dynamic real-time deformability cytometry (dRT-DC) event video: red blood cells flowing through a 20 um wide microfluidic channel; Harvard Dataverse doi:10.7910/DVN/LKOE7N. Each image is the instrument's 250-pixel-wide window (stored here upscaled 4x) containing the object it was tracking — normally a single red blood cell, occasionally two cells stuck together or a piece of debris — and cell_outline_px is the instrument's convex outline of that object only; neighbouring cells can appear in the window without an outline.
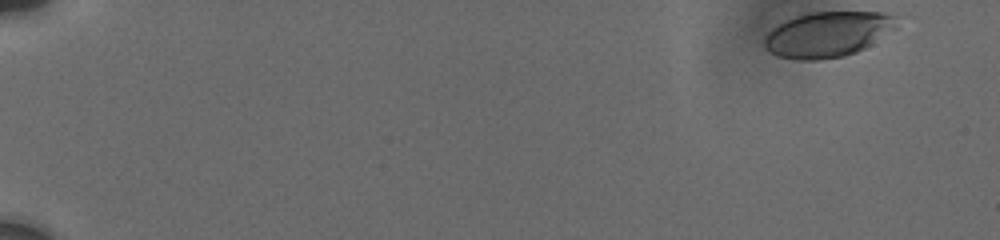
{"species": "human", "species_latin": "Homo sapiens", "temperature_condition": "cold", "stored_images_in_passage": 12, "camera_frame_rate_fps": 3000, "um_per_image_px": 0.085, "donor": {"sex": "male"}, "frame": {"image": 1, "passage_image": 1, "time_ms": 0.0, "image_size_px": [1000, 240], "cell_outline_px": [[904, 16], [900, 28], [872, 44], [856, 52], [844, 56], [820, 60], [796, 60], [776, 56], [764, 48], [764, 40], [768, 32], [772, 28], [784, 20], [808, 12], [892, 12]], "centroid_in_image_um": [70.49, 2.89], "position_along_channel_um": 14.5, "area_um2": 36.24}}
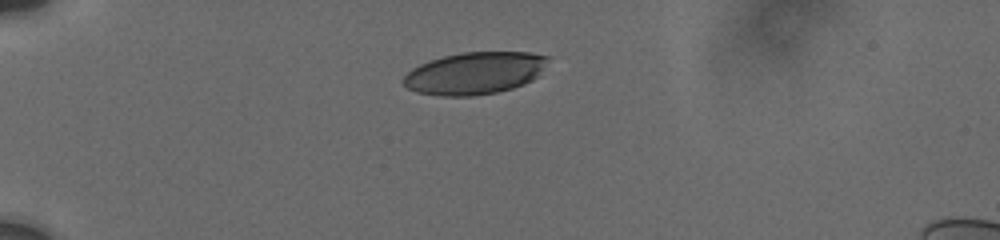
{"frame": {"image": 2, "passage_image": 7, "time_ms": 4.333, "image_size_px": [1000, 240], "cell_outline_px": [[548, 60], [536, 76], [532, 80], [524, 84], [512, 88], [496, 92], [472, 96], [440, 96], [416, 92], [408, 88], [400, 80], [412, 68], [428, 60], [460, 52], [532, 52], [548, 56]], "centroid_in_image_um": [40.3, 6.21], "position_along_channel_um": 44.7, "area_um2": 35.55}}
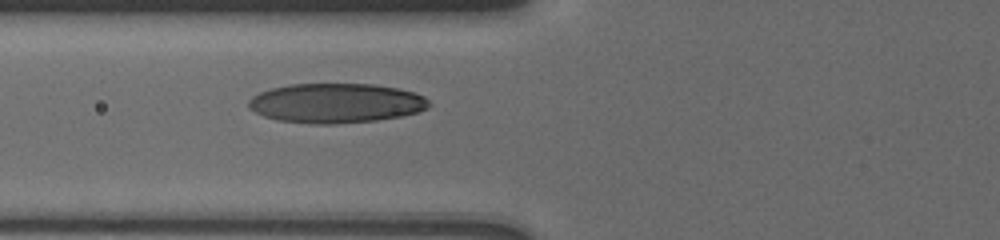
{"frame": {"image": 3, "passage_image": 12, "time_ms": 7.0, "image_size_px": [1000, 240], "cell_outline_px": [[432, 104], [428, 108], [416, 112], [400, 116], [376, 120], [332, 124], [312, 124], [276, 120], [264, 116], [248, 108], [248, 100], [252, 96], [260, 92], [272, 88], [288, 84], [372, 84], [396, 88], [412, 92], [424, 96]], "centroid_in_image_um": [28.53, 8.77], "position_along_channel_um": 97.3, "area_um2": 41.62}}